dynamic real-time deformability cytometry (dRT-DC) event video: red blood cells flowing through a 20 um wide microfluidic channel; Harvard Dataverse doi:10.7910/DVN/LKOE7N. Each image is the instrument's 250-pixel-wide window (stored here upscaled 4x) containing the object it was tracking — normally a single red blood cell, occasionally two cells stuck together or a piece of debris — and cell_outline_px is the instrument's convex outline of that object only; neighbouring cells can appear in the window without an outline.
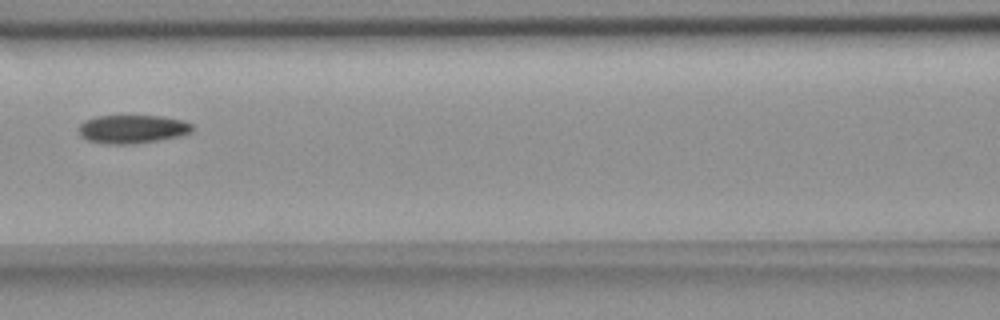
{"species": "common noctule bat (a hibernating species)", "species_latin": "Nyctalus noctula", "temperature_condition": "room temperature", "stored_images_in_passage": 15, "camera_frame_rate_fps": 3000, "um_per_image_px": 0.085, "animal": {"sex": "female", "body_mass_g": 18.4}, "frame": {"image": 1, "passage_image": 7, "time_ms": 8.0, "image_size_px": [1000, 320], "cell_outline_px": [[196, 128], [192, 132], [180, 136], [132, 144], [104, 144], [88, 140], [80, 136], [80, 124], [84, 120], [96, 116], [164, 116], [184, 120], [192, 124]], "centroid_in_image_um": [11.29, 10.97], "position_along_channel_um": 155.3, "area_um2": 18.96}}
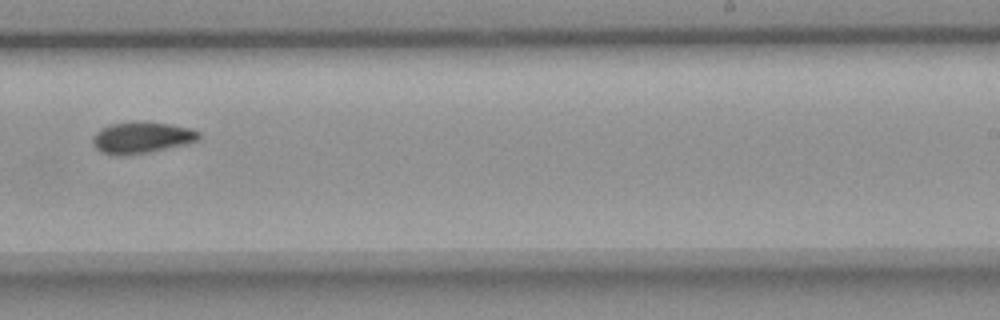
{"frame": {"image": 2, "passage_image": 10, "time_ms": 11.333, "image_size_px": [1000, 320], "cell_outline_px": [[200, 140], [188, 144], [148, 152], [120, 156], [104, 152], [96, 148], [92, 140], [96, 132], [100, 128], [112, 124], [168, 124], [192, 128], [200, 132]], "centroid_in_image_um": [12.1, 11.73], "position_along_channel_um": 276.9, "area_um2": 18.73}}
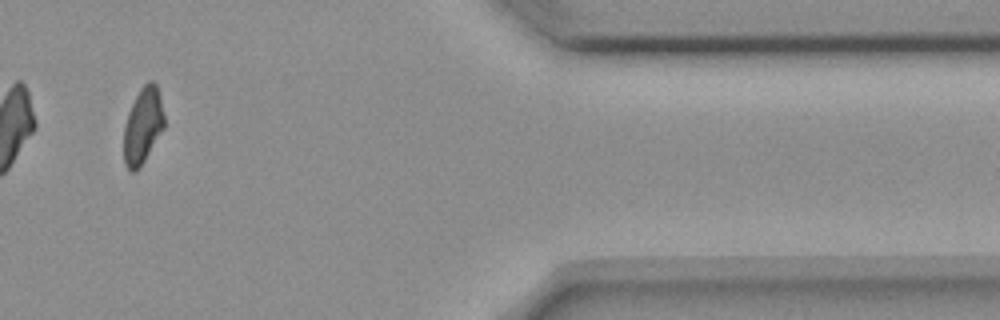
{"frame": {"image": 3, "passage_image": 13, "time_ms": 15.667, "image_size_px": [1000, 320], "cell_outline_px": [[164, 128], [144, 160], [132, 172], [124, 164], [124, 124], [128, 112], [140, 88], [148, 80], [152, 80], [156, 84], [160, 96], [164, 116]], "centroid_in_image_um": [12.14, 10.63], "position_along_channel_um": 399.3, "area_um2": 17.63}}